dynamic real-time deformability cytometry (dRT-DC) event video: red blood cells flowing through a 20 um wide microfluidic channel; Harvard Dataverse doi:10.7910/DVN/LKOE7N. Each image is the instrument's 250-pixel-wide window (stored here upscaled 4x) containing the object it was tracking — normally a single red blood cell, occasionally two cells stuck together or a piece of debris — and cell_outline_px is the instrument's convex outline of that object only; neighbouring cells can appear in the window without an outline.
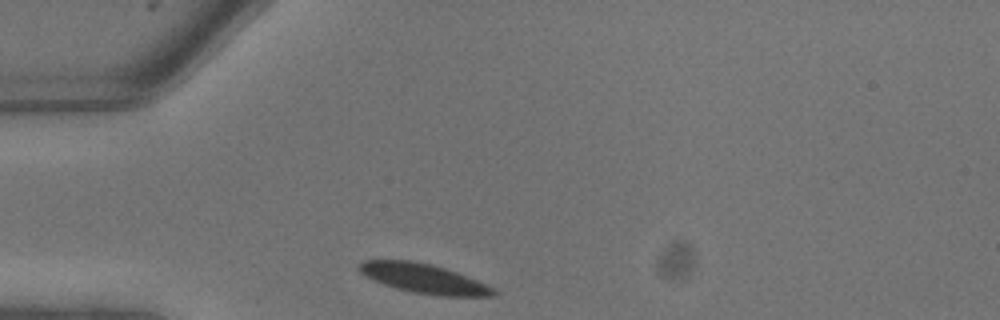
{"species": "common noctule bat (a hibernating species)", "species_latin": "Nyctalus noctula", "temperature_condition": "warm", "stored_images_in_passage": 6, "camera_frame_rate_fps": 3000, "um_per_image_px": 0.085, "animal": {"sex": "male", "body_mass_g": 13.3}, "frame": {"image": 1, "passage_image": 1, "time_ms": 0.0, "image_size_px": [1000, 320], "cell_outline_px": [[496, 292], [492, 296], [440, 296], [412, 292], [396, 288], [372, 280], [364, 276], [356, 268], [364, 260], [412, 260], [444, 268], [456, 272], [476, 280], [492, 288]], "centroid_in_image_um": [35.94, 23.67], "position_along_channel_um": 49.1, "area_um2": 22.77}}
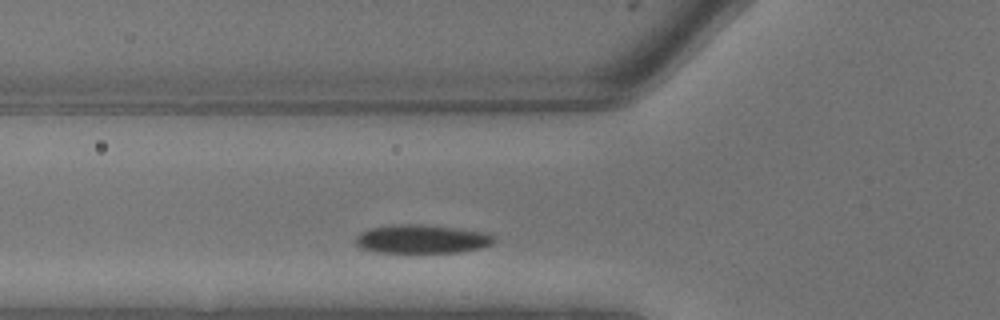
{"frame": {"image": 2, "passage_image": 3, "time_ms": 0.667, "image_size_px": [1000, 320], "cell_outline_px": [[496, 240], [492, 244], [480, 248], [464, 252], [376, 252], [360, 248], [356, 244], [356, 236], [360, 232], [368, 228], [392, 224], [424, 224], [460, 228], [488, 232], [496, 236]], "centroid_in_image_um": [35.89, 20.3], "position_along_channel_um": 89.9, "area_um2": 23.58}}